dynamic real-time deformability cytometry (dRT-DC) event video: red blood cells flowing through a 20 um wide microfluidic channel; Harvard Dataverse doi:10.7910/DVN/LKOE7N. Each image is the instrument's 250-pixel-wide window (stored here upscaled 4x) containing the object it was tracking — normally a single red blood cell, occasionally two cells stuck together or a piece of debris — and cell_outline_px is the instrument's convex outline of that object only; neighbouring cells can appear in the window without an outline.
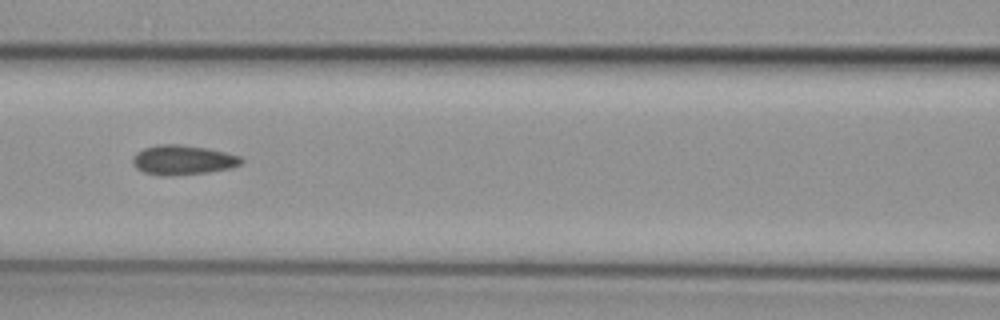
{"species": "common noctule bat (a hibernating species)", "species_latin": "Nyctalus noctula", "temperature_condition": "cold", "stored_images_in_passage": 42, "camera_frame_rate_fps": 3000, "um_per_image_px": 0.085, "animal": {"sex": "female", "body_mass_g": 29.2, "forearm_length_mm": 56.3}, "frame": {"image": 1, "passage_image": 13, "time_ms": 4.0, "image_size_px": [1000, 320], "cell_outline_px": [[244, 160], [240, 164], [232, 168], [208, 172], [172, 176], [160, 176], [144, 172], [136, 168], [132, 164], [132, 156], [136, 152], [144, 148], [160, 144], [180, 144], [208, 148], [240, 156]], "centroid_in_image_um": [15.52, 13.6], "position_along_channel_um": 151.1, "area_um2": 18.96}}
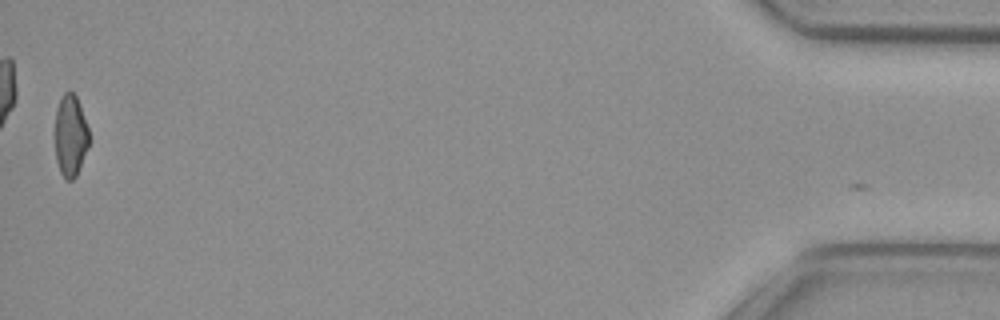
{"frame": {"image": 2, "passage_image": 42, "time_ms": 13.667, "image_size_px": [1000, 320], "cell_outline_px": [[88, 144], [76, 176], [72, 180], [64, 180], [60, 172], [56, 160], [56, 108], [60, 96], [64, 92], [72, 92], [76, 96], [88, 128]], "centroid_in_image_um": [5.97, 11.53], "position_along_channel_um": 429.2, "area_um2": 15.9}, "authors_computed_cell_mechanics": {"area_um2": 18.0625, "velocity_mm_per_s": 3.854, "shape_relaxation_time_tau1_ms": null, "shape_relaxation_time_tau2_ms": 4.957, "deformation_change_tau1": null, "deformation_change_tau2": 0.0899}}